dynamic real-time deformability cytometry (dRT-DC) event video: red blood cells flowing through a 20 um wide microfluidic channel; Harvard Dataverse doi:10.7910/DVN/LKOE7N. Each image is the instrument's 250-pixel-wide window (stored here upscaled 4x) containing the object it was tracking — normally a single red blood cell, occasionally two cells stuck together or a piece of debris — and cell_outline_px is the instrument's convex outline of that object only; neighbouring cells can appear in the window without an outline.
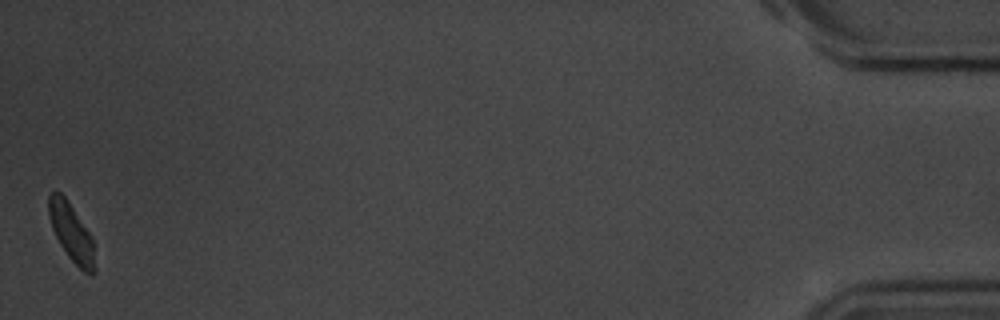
{"species": "common noctule bat (a hibernating species)", "species_latin": "Nyctalus noctula", "temperature_condition": "room temperature", "stored_images_in_passage": 42, "camera_frame_rate_fps": 3000, "um_per_image_px": 0.085, "animal": {"sex": "male", "body_mass_g": 20.1, "forearm_length_mm": 53.5}, "frame": {"image": 1, "passage_image": 42, "time_ms": 13.667, "image_size_px": [1000, 320], "cell_outline_px": [[96, 272], [92, 276], [84, 272], [68, 256], [60, 244], [52, 228], [48, 216], [48, 192], [52, 188], [60, 192], [64, 196], [88, 232], [92, 240], [96, 268]], "centroid_in_image_um": [6.04, 19.75], "position_along_channel_um": 429.2, "area_um2": 15.43}, "authors_computed_cell_mechanics": {"area_um2": 17.1666, "velocity_mm_per_s": 3.6742, "shape_relaxation_time_tau1_ms": 1.9562, "shape_relaxation_time_tau2_ms": null, "deformation_change_tau1": 0.1197, "deformation_change_tau2": null}}